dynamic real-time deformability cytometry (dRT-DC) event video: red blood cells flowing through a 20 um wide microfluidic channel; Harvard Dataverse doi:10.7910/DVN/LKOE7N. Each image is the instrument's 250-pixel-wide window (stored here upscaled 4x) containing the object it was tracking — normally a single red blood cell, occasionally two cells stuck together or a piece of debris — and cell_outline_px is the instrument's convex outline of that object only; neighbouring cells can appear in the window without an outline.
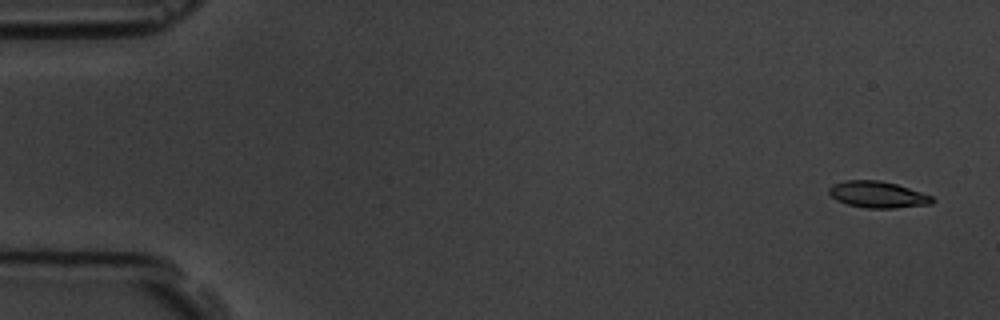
{"species": "common noctule bat (a hibernating species)", "species_latin": "Nyctalus noctula", "temperature_condition": "room temperature", "stored_images_in_passage": 15, "camera_frame_rate_fps": 3000, "um_per_image_px": 0.085, "animal": {"sex": "male", "body_mass_g": 19.5, "forearm_length_mm": 54.6}, "frame": {"image": 1, "passage_image": 1, "time_ms": 0.0, "image_size_px": [1000, 320], "cell_outline_px": [[936, 200], [932, 204], [896, 208], [864, 208], [848, 204], [836, 200], [828, 192], [828, 188], [832, 184], [844, 180], [880, 180], [896, 184], [932, 196]], "centroid_in_image_um": [74.59, 16.54], "position_along_channel_um": 10.4, "area_um2": 16.01}}
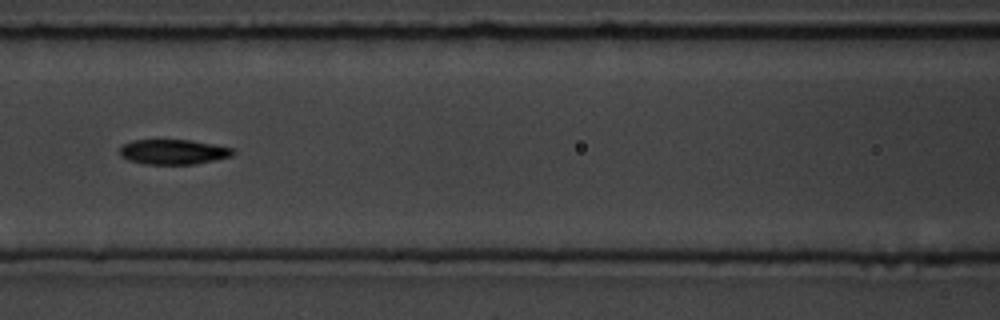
{"frame": {"image": 2, "passage_image": 7, "time_ms": 7.667, "image_size_px": [1000, 320], "cell_outline_px": [[236, 152], [232, 156], [216, 160], [196, 164], [144, 164], [128, 160], [120, 156], [120, 148], [124, 144], [132, 140], [156, 136], [192, 140], [232, 148]], "centroid_in_image_um": [14.68, 12.86], "position_along_channel_um": 151.9, "area_um2": 17.4}}
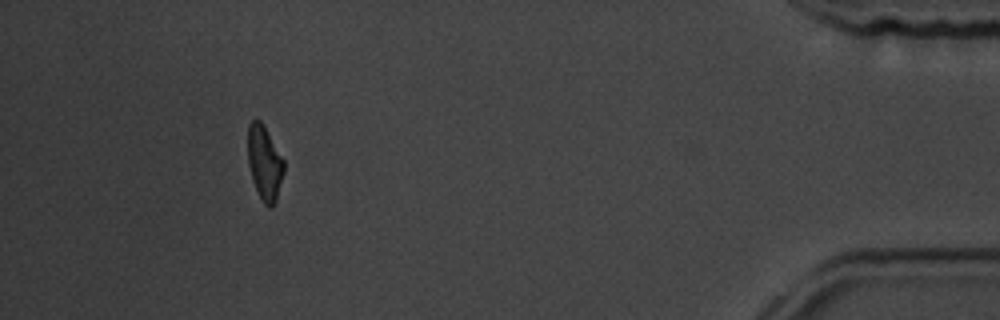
{"frame": {"image": 3, "passage_image": 14, "time_ms": 16.667, "image_size_px": [1000, 320], "cell_outline_px": [[284, 172], [276, 200], [272, 208], [268, 208], [260, 200], [252, 180], [248, 164], [248, 124], [252, 120], [260, 120], [284, 160]], "centroid_in_image_um": [22.48, 13.9], "position_along_channel_um": 412.7, "area_um2": 15.66}, "authors_computed_cell_mechanics": {"area_um2": 16.3574, "velocity_mm_per_s": 3.5969, "shape_relaxation_time_tau1_ms": 1.8677, "shape_relaxation_time_tau2_ms": 5.2764, "deformation_change_tau1": 0.0849, "deformation_change_tau2": 0.1006}}